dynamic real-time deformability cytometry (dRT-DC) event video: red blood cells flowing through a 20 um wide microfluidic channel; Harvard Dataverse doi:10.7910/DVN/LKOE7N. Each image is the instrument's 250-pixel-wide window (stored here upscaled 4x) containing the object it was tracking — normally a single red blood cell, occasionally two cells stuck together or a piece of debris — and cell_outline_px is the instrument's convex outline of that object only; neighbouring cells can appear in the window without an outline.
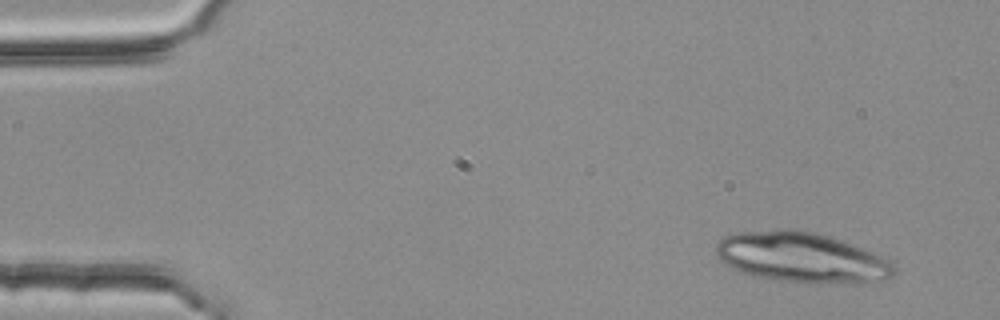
{"species": "common noctule bat (a hibernating species)", "species_latin": "Nyctalus noctula", "temperature_condition": "room temperature", "stored_images_in_passage": 4, "camera_frame_rate_fps": 3000, "um_per_image_px": 0.085, "animal": {"sex": "female", "body_mass_g": 25.1}, "frame": {"image": 1, "passage_image": 1, "time_ms": 0.0, "image_size_px": [1000, 320], "cell_outline_px": [[896, 272], [892, 276], [884, 280], [852, 284], [820, 284], [784, 280], [756, 276], [740, 272], [724, 264], [716, 256], [716, 244], [724, 236], [736, 232], [780, 228], [792, 228], [812, 232], [828, 236], [840, 240], [872, 252], [888, 260], [896, 268]], "centroid_in_image_um": [68.11, 21.88], "position_along_channel_um": 16.9, "area_um2": 52.42}}